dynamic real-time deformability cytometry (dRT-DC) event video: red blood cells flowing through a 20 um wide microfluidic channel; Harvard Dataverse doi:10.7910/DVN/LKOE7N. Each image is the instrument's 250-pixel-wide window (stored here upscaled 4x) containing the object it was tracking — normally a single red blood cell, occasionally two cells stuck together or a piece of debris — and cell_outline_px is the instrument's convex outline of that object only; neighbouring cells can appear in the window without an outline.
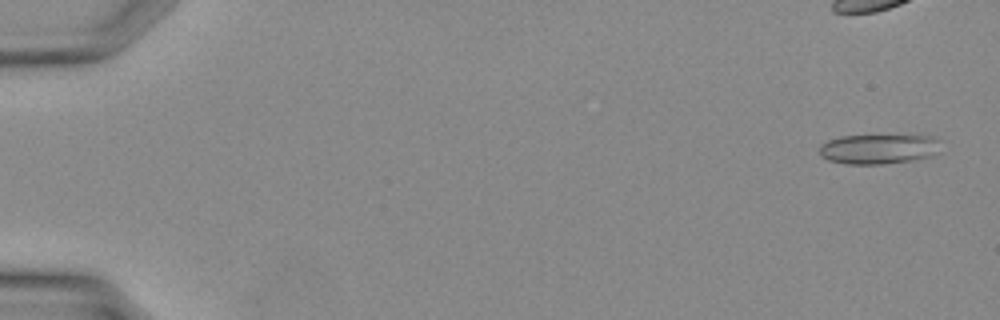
{"species": "Egyptian fruit bat (a non-hibernating species)", "species_latin": "Rousettus aegyptiacus", "temperature_condition": "warm", "stored_images_in_passage": 11, "camera_frame_rate_fps": 3000, "um_per_image_px": 0.085, "animal": {"sex": "female"}, "frame": {"image": 1, "passage_image": 2, "time_ms": 0.333, "image_size_px": [1000, 320], "cell_outline_px": [[936, 140], [932, 156], [912, 160], [884, 164], [848, 164], [828, 160], [820, 156], [820, 144], [828, 140], [840, 136], [936, 136]], "centroid_in_image_um": [74.56, 12.67], "position_along_channel_um": 10.4, "area_um2": 20.58}}